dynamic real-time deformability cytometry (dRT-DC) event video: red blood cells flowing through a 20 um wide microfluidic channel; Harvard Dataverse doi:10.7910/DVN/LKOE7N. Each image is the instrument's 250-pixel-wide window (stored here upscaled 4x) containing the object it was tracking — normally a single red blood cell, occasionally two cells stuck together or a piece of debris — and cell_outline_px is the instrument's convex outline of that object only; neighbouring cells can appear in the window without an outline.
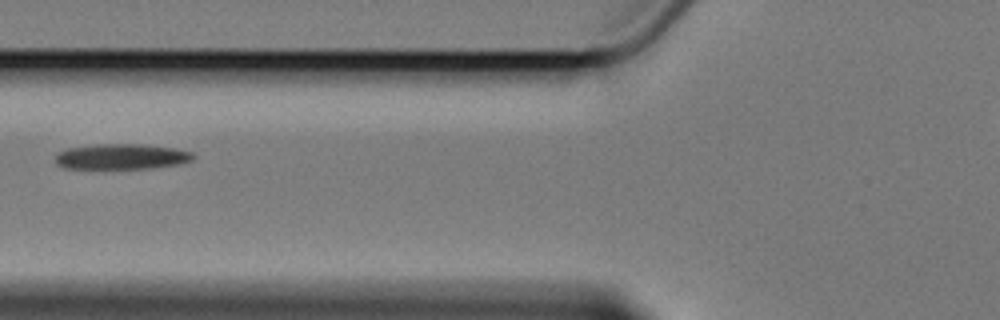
{"species": "Egyptian fruit bat (a non-hibernating species)", "species_latin": "Rousettus aegyptiacus", "temperature_condition": "cold", "stored_images_in_passage": 3, "camera_frame_rate_fps": 3000, "um_per_image_px": 0.085, "animal": {"sex": "female"}, "frame": {"image": 1, "passage_image": 3, "time_ms": 2.333, "image_size_px": [1000, 320], "cell_outline_px": [[196, 156], [192, 160], [180, 164], [152, 168], [64, 168], [56, 164], [56, 152], [68, 148], [96, 144], [140, 144], [176, 148], [192, 152]], "centroid_in_image_um": [10.34, 13.3], "position_along_channel_um": 115.5, "area_um2": 20.52}}